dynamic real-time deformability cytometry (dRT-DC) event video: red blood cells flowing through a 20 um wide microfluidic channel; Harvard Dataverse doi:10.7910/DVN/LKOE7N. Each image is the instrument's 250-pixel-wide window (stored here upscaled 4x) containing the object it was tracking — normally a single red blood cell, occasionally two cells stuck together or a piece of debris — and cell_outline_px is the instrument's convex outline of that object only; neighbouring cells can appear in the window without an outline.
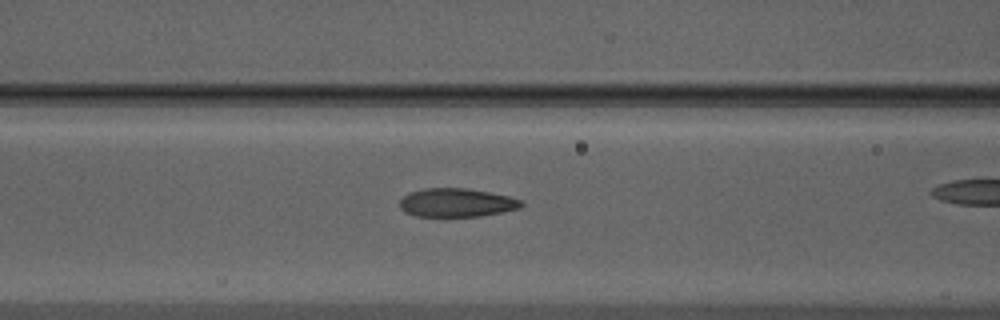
{"species": "Egyptian fruit bat (a non-hibernating species)", "species_latin": "Rousettus aegyptiacus", "temperature_condition": "warm", "stored_images_in_passage": 13, "camera_frame_rate_fps": 3000, "um_per_image_px": 0.085, "animal": {"sex": "male"}, "frame": {"image": 1, "passage_image": 8, "time_ms": 2.333, "image_size_px": [1000, 320], "cell_outline_px": [[524, 204], [520, 208], [480, 216], [416, 216], [404, 212], [400, 208], [400, 200], [408, 192], [424, 188], [468, 188], [508, 196], [520, 200]], "centroid_in_image_um": [38.77, 17.22], "position_along_channel_um": 127.8, "area_um2": 20.17}}
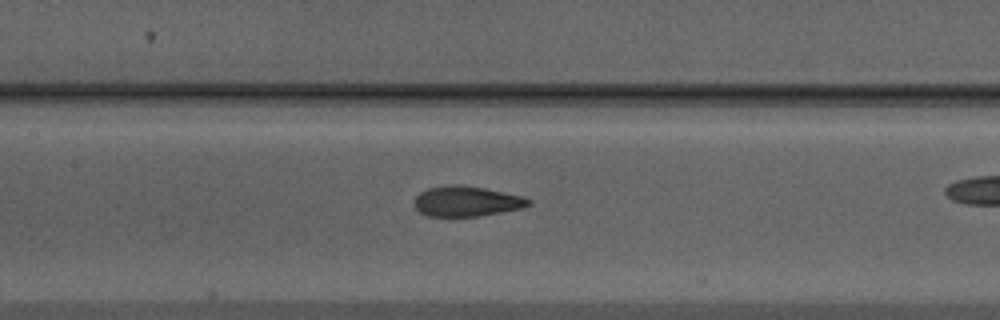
{"frame": {"image": 2, "passage_image": 11, "time_ms": 3.333, "image_size_px": [1000, 320], "cell_outline_px": [[532, 204], [520, 208], [480, 216], [428, 216], [420, 212], [412, 204], [412, 200], [420, 192], [428, 188], [452, 184], [484, 188], [524, 196], [532, 200]], "centroid_in_image_um": [39.64, 17.11], "position_along_channel_um": 167.8, "area_um2": 20.17}}